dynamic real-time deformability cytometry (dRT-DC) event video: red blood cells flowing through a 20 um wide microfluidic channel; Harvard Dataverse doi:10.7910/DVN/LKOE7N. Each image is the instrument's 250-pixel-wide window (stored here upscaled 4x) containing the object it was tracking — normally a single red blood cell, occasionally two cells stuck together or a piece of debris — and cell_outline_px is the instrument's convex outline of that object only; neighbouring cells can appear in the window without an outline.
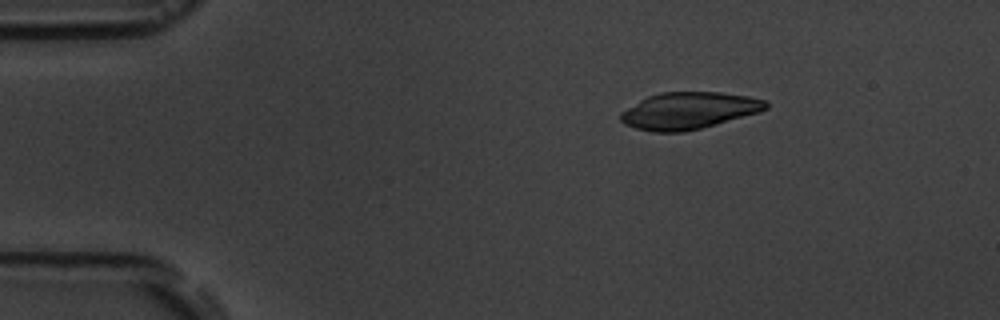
{"species": "common noctule bat (a hibernating species)", "species_latin": "Nyctalus noctula", "temperature_condition": "room temperature", "stored_images_in_passage": 6, "segment_of_instrument_passage": [2, 2], "camera_frame_rate_fps": 3000, "um_per_image_px": 0.085, "animal": {"sex": "male", "body_mass_g": 19.5, "forearm_length_mm": 54.6}, "frame": {"image": 1, "passage_image": 6, "time_ms": 6.667, "image_size_px": [1000, 320], "cell_outline_px": [[768, 108], [760, 112], [716, 124], [684, 132], [652, 132], [636, 128], [624, 124], [620, 120], [620, 112], [640, 100], [648, 96], [660, 92], [720, 92], [748, 96], [764, 100], [768, 104]], "centroid_in_image_um": [58.53, 9.4], "position_along_channel_um": 26.5, "area_um2": 31.15}}